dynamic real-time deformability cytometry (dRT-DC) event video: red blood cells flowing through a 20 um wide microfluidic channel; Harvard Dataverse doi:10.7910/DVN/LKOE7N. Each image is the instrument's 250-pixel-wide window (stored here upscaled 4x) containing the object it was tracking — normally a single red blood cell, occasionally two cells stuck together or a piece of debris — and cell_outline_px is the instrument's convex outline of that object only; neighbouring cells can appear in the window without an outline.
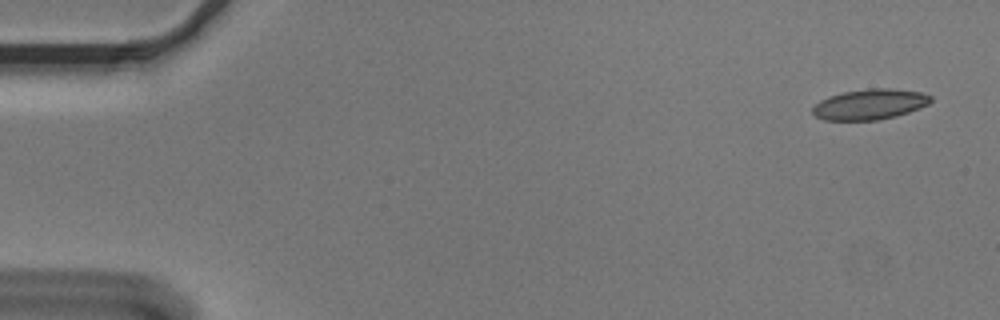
{"species": "Egyptian fruit bat (a non-hibernating species)", "species_latin": "Rousettus aegyptiacus", "temperature_condition": "cold", "stored_images_in_passage": 7, "camera_frame_rate_fps": 3000, "um_per_image_px": 0.085, "animal": {"sex": "male"}, "frame": {"image": 1, "passage_image": 1, "time_ms": 0.0, "image_size_px": [1000, 320], "cell_outline_px": [[932, 100], [928, 104], [920, 108], [896, 116], [880, 120], [824, 120], [816, 116], [812, 112], [812, 108], [820, 100], [828, 96], [844, 92], [868, 88], [888, 88], [920, 92], [932, 96]], "centroid_in_image_um": [73.93, 8.87], "position_along_channel_um": 11.1, "area_um2": 20.98}}
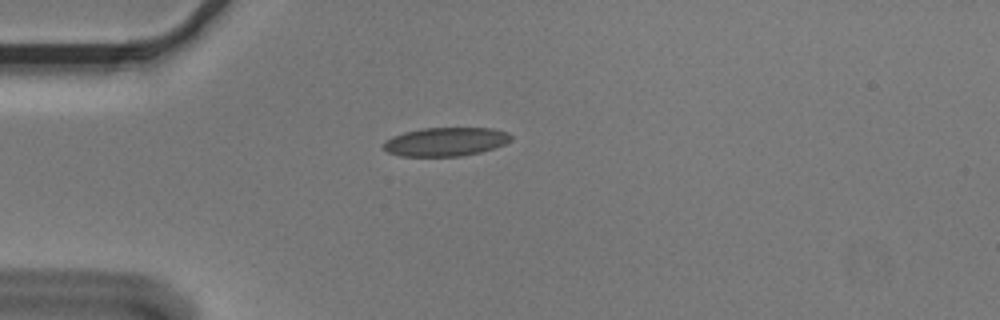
{"frame": {"image": 2, "passage_image": 3, "time_ms": 0.667, "image_size_px": [1000, 320], "cell_outline_px": [[512, 140], [504, 144], [480, 152], [460, 156], [400, 156], [388, 152], [380, 144], [384, 140], [392, 136], [404, 132], [424, 128], [492, 128], [508, 132], [512, 136]], "centroid_in_image_um": [37.85, 12.04], "position_along_channel_um": 47.2, "area_um2": 21.39}}